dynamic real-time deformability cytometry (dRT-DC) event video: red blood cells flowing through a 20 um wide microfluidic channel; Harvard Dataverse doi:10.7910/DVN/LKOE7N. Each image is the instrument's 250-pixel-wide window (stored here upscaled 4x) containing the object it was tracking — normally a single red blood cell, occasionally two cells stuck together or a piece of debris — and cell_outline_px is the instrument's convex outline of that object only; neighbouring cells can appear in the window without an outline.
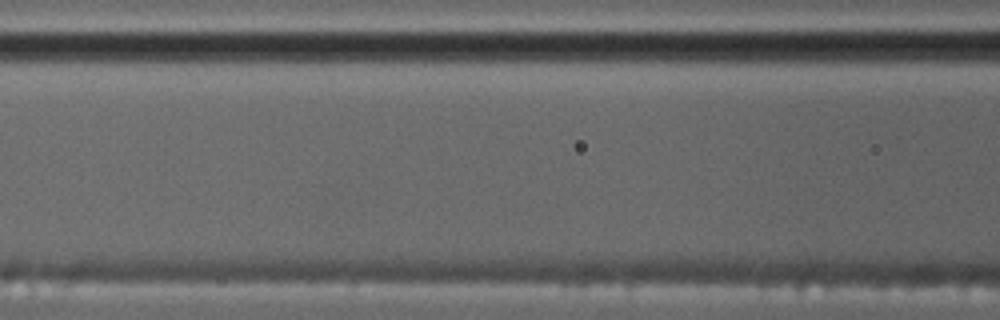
{"species": "common noctule bat (a hibernating species)", "species_latin": "Nyctalus noctula", "temperature_condition": "cold", "stored_images_in_passage": 5, "camera_frame_rate_fps": 3000, "um_per_image_px": 0.085, "animal": {"sex": "male", "body_mass_g": 17.5, "forearm_length_mm": 52.3}, "frame": {"image": 1, "passage_image": 4, "time_ms": 3.333, "image_size_px": [1000, 320], "cell_outline_px": [[388, 280], [244, 280], [244, 276], [308, 260], [384, 276]], "centroid_in_image_um": [26.61, 23.22], "position_along_channel_um": 140.0, "area_um2": 12.2}}